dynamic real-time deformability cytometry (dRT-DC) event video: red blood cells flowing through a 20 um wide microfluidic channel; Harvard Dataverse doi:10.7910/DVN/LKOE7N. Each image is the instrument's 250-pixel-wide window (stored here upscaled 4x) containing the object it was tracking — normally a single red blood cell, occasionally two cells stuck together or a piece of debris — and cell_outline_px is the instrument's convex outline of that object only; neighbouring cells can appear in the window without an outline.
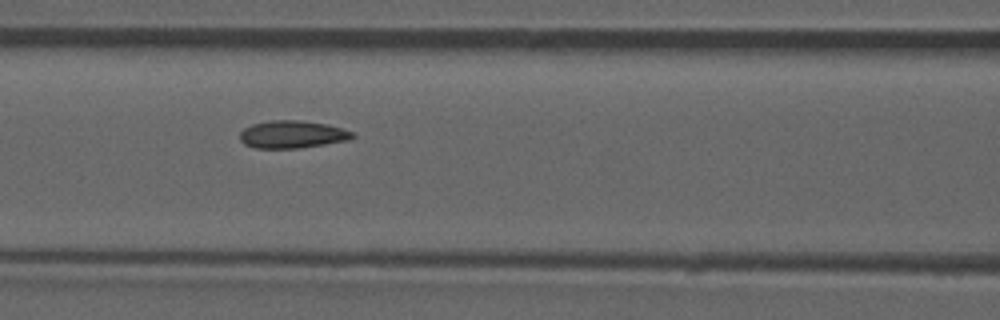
{"species": "common noctule bat (a hibernating species)", "species_latin": "Nyctalus noctula", "temperature_condition": "room temperature", "stored_images_in_passage": 36, "camera_frame_rate_fps": 3000, "um_per_image_px": 0.085, "animal": {"sex": "male", "forearm_length_mm": 52.5}, "frame": {"image": 1, "passage_image": 6, "time_ms": 1.667, "image_size_px": [1000, 320], "cell_outline_px": [[356, 136], [348, 140], [300, 148], [256, 148], [244, 144], [240, 140], [240, 132], [244, 128], [252, 124], [272, 120], [300, 120], [328, 124], [356, 132]], "centroid_in_image_um": [24.87, 11.42], "position_along_channel_um": 141.7, "area_um2": 18.21}}